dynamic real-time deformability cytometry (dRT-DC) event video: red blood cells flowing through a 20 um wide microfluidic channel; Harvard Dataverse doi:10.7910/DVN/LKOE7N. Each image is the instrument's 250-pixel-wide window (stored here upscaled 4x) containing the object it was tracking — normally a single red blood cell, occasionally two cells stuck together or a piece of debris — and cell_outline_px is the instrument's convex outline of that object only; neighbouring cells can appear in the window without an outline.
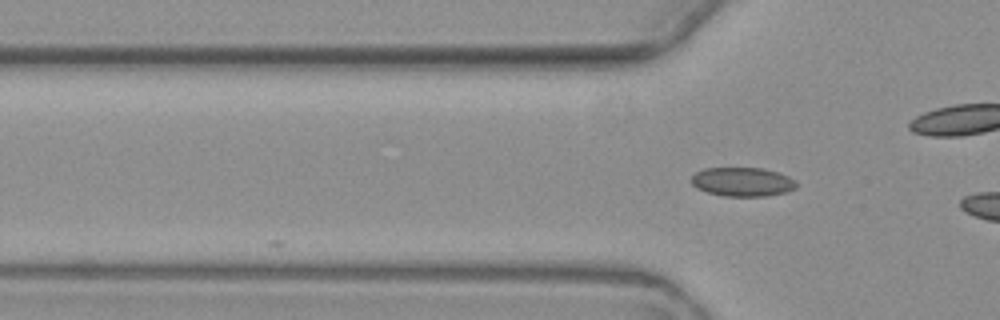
{"species": "common noctule bat (a hibernating species)", "species_latin": "Nyctalus noctula", "temperature_condition": "warm", "stored_images_in_passage": 3, "camera_frame_rate_fps": 3000, "um_per_image_px": 0.085, "animal": {"sex": "female", "body_mass_g": 19.3, "forearm_length_mm": 54.1}, "frame": {"image": 1, "passage_image": 3, "time_ms": 2.333, "image_size_px": [1000, 320], "cell_outline_px": [[796, 188], [784, 192], [764, 196], [724, 196], [708, 192], [696, 188], [692, 184], [692, 176], [696, 172], [704, 168], [764, 168], [788, 176], [796, 180]], "centroid_in_image_um": [63.1, 15.45], "position_along_channel_um": 62.7, "area_um2": 17.63}}